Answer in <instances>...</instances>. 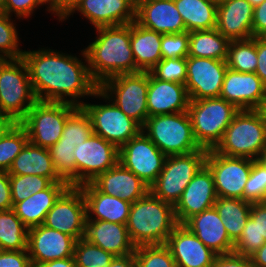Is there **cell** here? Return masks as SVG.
<instances>
[{
  "label": "cell",
  "mask_w": 266,
  "mask_h": 267,
  "mask_svg": "<svg viewBox=\"0 0 266 267\" xmlns=\"http://www.w3.org/2000/svg\"><path fill=\"white\" fill-rule=\"evenodd\" d=\"M9 180L13 206L53 183L49 178L39 175H9Z\"/></svg>",
  "instance_id": "42"
},
{
  "label": "cell",
  "mask_w": 266,
  "mask_h": 267,
  "mask_svg": "<svg viewBox=\"0 0 266 267\" xmlns=\"http://www.w3.org/2000/svg\"><path fill=\"white\" fill-rule=\"evenodd\" d=\"M256 50L258 64L255 74L266 86V39H264L263 37H256Z\"/></svg>",
  "instance_id": "53"
},
{
  "label": "cell",
  "mask_w": 266,
  "mask_h": 267,
  "mask_svg": "<svg viewBox=\"0 0 266 267\" xmlns=\"http://www.w3.org/2000/svg\"><path fill=\"white\" fill-rule=\"evenodd\" d=\"M177 225L174 206L149 191L131 204L126 227L133 245L139 247L166 244Z\"/></svg>",
  "instance_id": "3"
},
{
  "label": "cell",
  "mask_w": 266,
  "mask_h": 267,
  "mask_svg": "<svg viewBox=\"0 0 266 267\" xmlns=\"http://www.w3.org/2000/svg\"><path fill=\"white\" fill-rule=\"evenodd\" d=\"M75 145L57 142L49 148L57 174L70 186H76Z\"/></svg>",
  "instance_id": "40"
},
{
  "label": "cell",
  "mask_w": 266,
  "mask_h": 267,
  "mask_svg": "<svg viewBox=\"0 0 266 267\" xmlns=\"http://www.w3.org/2000/svg\"><path fill=\"white\" fill-rule=\"evenodd\" d=\"M252 163L249 158L231 157L214 149L208 150L205 164L213 174L217 197L243 199Z\"/></svg>",
  "instance_id": "12"
},
{
  "label": "cell",
  "mask_w": 266,
  "mask_h": 267,
  "mask_svg": "<svg viewBox=\"0 0 266 267\" xmlns=\"http://www.w3.org/2000/svg\"><path fill=\"white\" fill-rule=\"evenodd\" d=\"M166 245L172 253L176 267H212L217 256L184 224L176 226Z\"/></svg>",
  "instance_id": "20"
},
{
  "label": "cell",
  "mask_w": 266,
  "mask_h": 267,
  "mask_svg": "<svg viewBox=\"0 0 266 267\" xmlns=\"http://www.w3.org/2000/svg\"><path fill=\"white\" fill-rule=\"evenodd\" d=\"M109 267H138L135 254H129L125 256H115L111 261Z\"/></svg>",
  "instance_id": "55"
},
{
  "label": "cell",
  "mask_w": 266,
  "mask_h": 267,
  "mask_svg": "<svg viewBox=\"0 0 266 267\" xmlns=\"http://www.w3.org/2000/svg\"><path fill=\"white\" fill-rule=\"evenodd\" d=\"M147 92L148 72H138L119 74L106 79L96 91V97L110 99L143 127L148 118Z\"/></svg>",
  "instance_id": "8"
},
{
  "label": "cell",
  "mask_w": 266,
  "mask_h": 267,
  "mask_svg": "<svg viewBox=\"0 0 266 267\" xmlns=\"http://www.w3.org/2000/svg\"><path fill=\"white\" fill-rule=\"evenodd\" d=\"M9 175H39L52 182H66L56 172L48 148L27 142L22 151L15 157Z\"/></svg>",
  "instance_id": "30"
},
{
  "label": "cell",
  "mask_w": 266,
  "mask_h": 267,
  "mask_svg": "<svg viewBox=\"0 0 266 267\" xmlns=\"http://www.w3.org/2000/svg\"><path fill=\"white\" fill-rule=\"evenodd\" d=\"M84 238L114 256L132 254L136 248L129 237L126 224L104 220H86Z\"/></svg>",
  "instance_id": "26"
},
{
  "label": "cell",
  "mask_w": 266,
  "mask_h": 267,
  "mask_svg": "<svg viewBox=\"0 0 266 267\" xmlns=\"http://www.w3.org/2000/svg\"><path fill=\"white\" fill-rule=\"evenodd\" d=\"M266 148V116L263 109L240 110L214 149L231 157L255 160Z\"/></svg>",
  "instance_id": "4"
},
{
  "label": "cell",
  "mask_w": 266,
  "mask_h": 267,
  "mask_svg": "<svg viewBox=\"0 0 266 267\" xmlns=\"http://www.w3.org/2000/svg\"><path fill=\"white\" fill-rule=\"evenodd\" d=\"M189 103L184 84L160 80L148 72V117L188 111Z\"/></svg>",
  "instance_id": "23"
},
{
  "label": "cell",
  "mask_w": 266,
  "mask_h": 267,
  "mask_svg": "<svg viewBox=\"0 0 266 267\" xmlns=\"http://www.w3.org/2000/svg\"><path fill=\"white\" fill-rule=\"evenodd\" d=\"M162 34L130 23V43L136 67L141 72H149L161 59Z\"/></svg>",
  "instance_id": "31"
},
{
  "label": "cell",
  "mask_w": 266,
  "mask_h": 267,
  "mask_svg": "<svg viewBox=\"0 0 266 267\" xmlns=\"http://www.w3.org/2000/svg\"><path fill=\"white\" fill-rule=\"evenodd\" d=\"M166 157L141 131L119 148L118 162L150 187L162 171Z\"/></svg>",
  "instance_id": "13"
},
{
  "label": "cell",
  "mask_w": 266,
  "mask_h": 267,
  "mask_svg": "<svg viewBox=\"0 0 266 267\" xmlns=\"http://www.w3.org/2000/svg\"><path fill=\"white\" fill-rule=\"evenodd\" d=\"M253 8L263 3L265 0H247Z\"/></svg>",
  "instance_id": "61"
},
{
  "label": "cell",
  "mask_w": 266,
  "mask_h": 267,
  "mask_svg": "<svg viewBox=\"0 0 266 267\" xmlns=\"http://www.w3.org/2000/svg\"><path fill=\"white\" fill-rule=\"evenodd\" d=\"M266 242V201L252 203L250 217L233 252L250 257Z\"/></svg>",
  "instance_id": "32"
},
{
  "label": "cell",
  "mask_w": 266,
  "mask_h": 267,
  "mask_svg": "<svg viewBox=\"0 0 266 267\" xmlns=\"http://www.w3.org/2000/svg\"><path fill=\"white\" fill-rule=\"evenodd\" d=\"M12 122L0 115V135Z\"/></svg>",
  "instance_id": "58"
},
{
  "label": "cell",
  "mask_w": 266,
  "mask_h": 267,
  "mask_svg": "<svg viewBox=\"0 0 266 267\" xmlns=\"http://www.w3.org/2000/svg\"><path fill=\"white\" fill-rule=\"evenodd\" d=\"M253 7L247 0H228L217 7L216 29L230 41L253 37Z\"/></svg>",
  "instance_id": "27"
},
{
  "label": "cell",
  "mask_w": 266,
  "mask_h": 267,
  "mask_svg": "<svg viewBox=\"0 0 266 267\" xmlns=\"http://www.w3.org/2000/svg\"><path fill=\"white\" fill-rule=\"evenodd\" d=\"M81 0H60L50 11H52L59 20L67 19V15L77 6Z\"/></svg>",
  "instance_id": "54"
},
{
  "label": "cell",
  "mask_w": 266,
  "mask_h": 267,
  "mask_svg": "<svg viewBox=\"0 0 266 267\" xmlns=\"http://www.w3.org/2000/svg\"><path fill=\"white\" fill-rule=\"evenodd\" d=\"M227 67L242 73H255L258 59L256 37L232 40L229 43Z\"/></svg>",
  "instance_id": "37"
},
{
  "label": "cell",
  "mask_w": 266,
  "mask_h": 267,
  "mask_svg": "<svg viewBox=\"0 0 266 267\" xmlns=\"http://www.w3.org/2000/svg\"><path fill=\"white\" fill-rule=\"evenodd\" d=\"M13 208L11 185L7 171L0 170V211Z\"/></svg>",
  "instance_id": "52"
},
{
  "label": "cell",
  "mask_w": 266,
  "mask_h": 267,
  "mask_svg": "<svg viewBox=\"0 0 266 267\" xmlns=\"http://www.w3.org/2000/svg\"><path fill=\"white\" fill-rule=\"evenodd\" d=\"M0 267H32L27 250H0Z\"/></svg>",
  "instance_id": "49"
},
{
  "label": "cell",
  "mask_w": 266,
  "mask_h": 267,
  "mask_svg": "<svg viewBox=\"0 0 266 267\" xmlns=\"http://www.w3.org/2000/svg\"><path fill=\"white\" fill-rule=\"evenodd\" d=\"M184 225L216 254L233 252L234 242L230 239L214 206L193 215Z\"/></svg>",
  "instance_id": "25"
},
{
  "label": "cell",
  "mask_w": 266,
  "mask_h": 267,
  "mask_svg": "<svg viewBox=\"0 0 266 267\" xmlns=\"http://www.w3.org/2000/svg\"><path fill=\"white\" fill-rule=\"evenodd\" d=\"M252 203L238 198L217 197L214 204L230 239L235 243L250 217Z\"/></svg>",
  "instance_id": "34"
},
{
  "label": "cell",
  "mask_w": 266,
  "mask_h": 267,
  "mask_svg": "<svg viewBox=\"0 0 266 267\" xmlns=\"http://www.w3.org/2000/svg\"><path fill=\"white\" fill-rule=\"evenodd\" d=\"M208 150L200 149L188 154L167 156L150 192L173 206L180 200L184 189L205 164Z\"/></svg>",
  "instance_id": "9"
},
{
  "label": "cell",
  "mask_w": 266,
  "mask_h": 267,
  "mask_svg": "<svg viewBox=\"0 0 266 267\" xmlns=\"http://www.w3.org/2000/svg\"><path fill=\"white\" fill-rule=\"evenodd\" d=\"M93 134L89 115L78 107L66 120L62 136L58 142L79 145Z\"/></svg>",
  "instance_id": "39"
},
{
  "label": "cell",
  "mask_w": 266,
  "mask_h": 267,
  "mask_svg": "<svg viewBox=\"0 0 266 267\" xmlns=\"http://www.w3.org/2000/svg\"><path fill=\"white\" fill-rule=\"evenodd\" d=\"M78 106L65 102L37 101L19 122L34 145L50 148L62 136L67 118Z\"/></svg>",
  "instance_id": "10"
},
{
  "label": "cell",
  "mask_w": 266,
  "mask_h": 267,
  "mask_svg": "<svg viewBox=\"0 0 266 267\" xmlns=\"http://www.w3.org/2000/svg\"><path fill=\"white\" fill-rule=\"evenodd\" d=\"M85 62L76 56L63 54L51 49L24 51V60L33 92L37 101L65 102L81 107L78 98L96 96L99 85L89 72L84 50L81 51ZM72 97V99H66ZM66 97V98H65Z\"/></svg>",
  "instance_id": "1"
},
{
  "label": "cell",
  "mask_w": 266,
  "mask_h": 267,
  "mask_svg": "<svg viewBox=\"0 0 266 267\" xmlns=\"http://www.w3.org/2000/svg\"><path fill=\"white\" fill-rule=\"evenodd\" d=\"M76 241L72 236L43 224L28 229L27 251L32 267L73 257Z\"/></svg>",
  "instance_id": "17"
},
{
  "label": "cell",
  "mask_w": 266,
  "mask_h": 267,
  "mask_svg": "<svg viewBox=\"0 0 266 267\" xmlns=\"http://www.w3.org/2000/svg\"><path fill=\"white\" fill-rule=\"evenodd\" d=\"M216 200L214 177L209 167L204 164L174 206L178 224H184L193 215L213 207Z\"/></svg>",
  "instance_id": "19"
},
{
  "label": "cell",
  "mask_w": 266,
  "mask_h": 267,
  "mask_svg": "<svg viewBox=\"0 0 266 267\" xmlns=\"http://www.w3.org/2000/svg\"><path fill=\"white\" fill-rule=\"evenodd\" d=\"M98 36L84 49L92 79L100 86L119 74L141 72L135 65L130 24L96 28Z\"/></svg>",
  "instance_id": "2"
},
{
  "label": "cell",
  "mask_w": 266,
  "mask_h": 267,
  "mask_svg": "<svg viewBox=\"0 0 266 267\" xmlns=\"http://www.w3.org/2000/svg\"><path fill=\"white\" fill-rule=\"evenodd\" d=\"M6 0H0V12H4Z\"/></svg>",
  "instance_id": "63"
},
{
  "label": "cell",
  "mask_w": 266,
  "mask_h": 267,
  "mask_svg": "<svg viewBox=\"0 0 266 267\" xmlns=\"http://www.w3.org/2000/svg\"><path fill=\"white\" fill-rule=\"evenodd\" d=\"M189 52V32L178 34H162V59L184 58Z\"/></svg>",
  "instance_id": "47"
},
{
  "label": "cell",
  "mask_w": 266,
  "mask_h": 267,
  "mask_svg": "<svg viewBox=\"0 0 266 267\" xmlns=\"http://www.w3.org/2000/svg\"><path fill=\"white\" fill-rule=\"evenodd\" d=\"M100 192L133 203L143 198L149 186L119 162L91 182Z\"/></svg>",
  "instance_id": "24"
},
{
  "label": "cell",
  "mask_w": 266,
  "mask_h": 267,
  "mask_svg": "<svg viewBox=\"0 0 266 267\" xmlns=\"http://www.w3.org/2000/svg\"><path fill=\"white\" fill-rule=\"evenodd\" d=\"M76 186L92 182L118 163L119 149L101 136L92 134L74 148Z\"/></svg>",
  "instance_id": "15"
},
{
  "label": "cell",
  "mask_w": 266,
  "mask_h": 267,
  "mask_svg": "<svg viewBox=\"0 0 266 267\" xmlns=\"http://www.w3.org/2000/svg\"><path fill=\"white\" fill-rule=\"evenodd\" d=\"M108 103H83L81 107L91 119L93 134L101 136L119 149L136 137L142 131V127L121 111L113 101L112 104L110 100Z\"/></svg>",
  "instance_id": "11"
},
{
  "label": "cell",
  "mask_w": 266,
  "mask_h": 267,
  "mask_svg": "<svg viewBox=\"0 0 266 267\" xmlns=\"http://www.w3.org/2000/svg\"><path fill=\"white\" fill-rule=\"evenodd\" d=\"M9 59L4 56L3 54L0 53V70H1V67L8 61Z\"/></svg>",
  "instance_id": "62"
},
{
  "label": "cell",
  "mask_w": 266,
  "mask_h": 267,
  "mask_svg": "<svg viewBox=\"0 0 266 267\" xmlns=\"http://www.w3.org/2000/svg\"><path fill=\"white\" fill-rule=\"evenodd\" d=\"M135 21L161 34L187 31L174 0H137Z\"/></svg>",
  "instance_id": "22"
},
{
  "label": "cell",
  "mask_w": 266,
  "mask_h": 267,
  "mask_svg": "<svg viewBox=\"0 0 266 267\" xmlns=\"http://www.w3.org/2000/svg\"><path fill=\"white\" fill-rule=\"evenodd\" d=\"M239 111L234 104L221 97L190 100L188 113L199 146L206 150L215 149Z\"/></svg>",
  "instance_id": "5"
},
{
  "label": "cell",
  "mask_w": 266,
  "mask_h": 267,
  "mask_svg": "<svg viewBox=\"0 0 266 267\" xmlns=\"http://www.w3.org/2000/svg\"><path fill=\"white\" fill-rule=\"evenodd\" d=\"M149 72L157 79L185 85L187 77L186 57L161 59Z\"/></svg>",
  "instance_id": "45"
},
{
  "label": "cell",
  "mask_w": 266,
  "mask_h": 267,
  "mask_svg": "<svg viewBox=\"0 0 266 267\" xmlns=\"http://www.w3.org/2000/svg\"><path fill=\"white\" fill-rule=\"evenodd\" d=\"M215 5H220V4H222V3H225V2H227L228 0H211Z\"/></svg>",
  "instance_id": "64"
},
{
  "label": "cell",
  "mask_w": 266,
  "mask_h": 267,
  "mask_svg": "<svg viewBox=\"0 0 266 267\" xmlns=\"http://www.w3.org/2000/svg\"><path fill=\"white\" fill-rule=\"evenodd\" d=\"M239 110L266 107V86L255 73H242L227 68L220 96Z\"/></svg>",
  "instance_id": "18"
},
{
  "label": "cell",
  "mask_w": 266,
  "mask_h": 267,
  "mask_svg": "<svg viewBox=\"0 0 266 267\" xmlns=\"http://www.w3.org/2000/svg\"><path fill=\"white\" fill-rule=\"evenodd\" d=\"M188 32L211 30L217 25V5L211 0H174Z\"/></svg>",
  "instance_id": "33"
},
{
  "label": "cell",
  "mask_w": 266,
  "mask_h": 267,
  "mask_svg": "<svg viewBox=\"0 0 266 267\" xmlns=\"http://www.w3.org/2000/svg\"><path fill=\"white\" fill-rule=\"evenodd\" d=\"M10 17L0 12V53L8 59H19L22 58L24 51L18 48V33Z\"/></svg>",
  "instance_id": "44"
},
{
  "label": "cell",
  "mask_w": 266,
  "mask_h": 267,
  "mask_svg": "<svg viewBox=\"0 0 266 267\" xmlns=\"http://www.w3.org/2000/svg\"><path fill=\"white\" fill-rule=\"evenodd\" d=\"M243 200L251 203L266 201V169L256 159L245 184Z\"/></svg>",
  "instance_id": "46"
},
{
  "label": "cell",
  "mask_w": 266,
  "mask_h": 267,
  "mask_svg": "<svg viewBox=\"0 0 266 267\" xmlns=\"http://www.w3.org/2000/svg\"><path fill=\"white\" fill-rule=\"evenodd\" d=\"M134 254L138 267H176L166 244L139 246L135 248Z\"/></svg>",
  "instance_id": "43"
},
{
  "label": "cell",
  "mask_w": 266,
  "mask_h": 267,
  "mask_svg": "<svg viewBox=\"0 0 266 267\" xmlns=\"http://www.w3.org/2000/svg\"><path fill=\"white\" fill-rule=\"evenodd\" d=\"M86 219V202L82 190L78 186H69L48 211L43 225L78 240L84 238Z\"/></svg>",
  "instance_id": "14"
},
{
  "label": "cell",
  "mask_w": 266,
  "mask_h": 267,
  "mask_svg": "<svg viewBox=\"0 0 266 267\" xmlns=\"http://www.w3.org/2000/svg\"><path fill=\"white\" fill-rule=\"evenodd\" d=\"M45 4H49L48 6V10L50 12V10L60 1V0H42Z\"/></svg>",
  "instance_id": "60"
},
{
  "label": "cell",
  "mask_w": 266,
  "mask_h": 267,
  "mask_svg": "<svg viewBox=\"0 0 266 267\" xmlns=\"http://www.w3.org/2000/svg\"><path fill=\"white\" fill-rule=\"evenodd\" d=\"M28 228L13 209L0 211V250H27Z\"/></svg>",
  "instance_id": "36"
},
{
  "label": "cell",
  "mask_w": 266,
  "mask_h": 267,
  "mask_svg": "<svg viewBox=\"0 0 266 267\" xmlns=\"http://www.w3.org/2000/svg\"><path fill=\"white\" fill-rule=\"evenodd\" d=\"M229 43L216 28L191 31L188 56L227 60Z\"/></svg>",
  "instance_id": "35"
},
{
  "label": "cell",
  "mask_w": 266,
  "mask_h": 267,
  "mask_svg": "<svg viewBox=\"0 0 266 267\" xmlns=\"http://www.w3.org/2000/svg\"><path fill=\"white\" fill-rule=\"evenodd\" d=\"M185 86L190 100L219 97L227 70L226 60L186 57Z\"/></svg>",
  "instance_id": "16"
},
{
  "label": "cell",
  "mask_w": 266,
  "mask_h": 267,
  "mask_svg": "<svg viewBox=\"0 0 266 267\" xmlns=\"http://www.w3.org/2000/svg\"><path fill=\"white\" fill-rule=\"evenodd\" d=\"M212 267H253L250 257L235 252L217 254Z\"/></svg>",
  "instance_id": "50"
},
{
  "label": "cell",
  "mask_w": 266,
  "mask_h": 267,
  "mask_svg": "<svg viewBox=\"0 0 266 267\" xmlns=\"http://www.w3.org/2000/svg\"><path fill=\"white\" fill-rule=\"evenodd\" d=\"M37 267H77L74 257H67L64 259H56L49 261L43 264L38 265Z\"/></svg>",
  "instance_id": "57"
},
{
  "label": "cell",
  "mask_w": 266,
  "mask_h": 267,
  "mask_svg": "<svg viewBox=\"0 0 266 267\" xmlns=\"http://www.w3.org/2000/svg\"><path fill=\"white\" fill-rule=\"evenodd\" d=\"M252 31L253 37L266 35V0L253 8Z\"/></svg>",
  "instance_id": "51"
},
{
  "label": "cell",
  "mask_w": 266,
  "mask_h": 267,
  "mask_svg": "<svg viewBox=\"0 0 266 267\" xmlns=\"http://www.w3.org/2000/svg\"><path fill=\"white\" fill-rule=\"evenodd\" d=\"M253 267H266V242L250 256Z\"/></svg>",
  "instance_id": "56"
},
{
  "label": "cell",
  "mask_w": 266,
  "mask_h": 267,
  "mask_svg": "<svg viewBox=\"0 0 266 267\" xmlns=\"http://www.w3.org/2000/svg\"><path fill=\"white\" fill-rule=\"evenodd\" d=\"M69 186L67 182H53L48 188L16 203L12 209L28 229L44 224L48 211Z\"/></svg>",
  "instance_id": "29"
},
{
  "label": "cell",
  "mask_w": 266,
  "mask_h": 267,
  "mask_svg": "<svg viewBox=\"0 0 266 267\" xmlns=\"http://www.w3.org/2000/svg\"><path fill=\"white\" fill-rule=\"evenodd\" d=\"M78 187L82 190L86 202V220H104L127 224L132 203L122 200L120 197L100 192L91 182ZM92 214L96 218H93Z\"/></svg>",
  "instance_id": "28"
},
{
  "label": "cell",
  "mask_w": 266,
  "mask_h": 267,
  "mask_svg": "<svg viewBox=\"0 0 266 267\" xmlns=\"http://www.w3.org/2000/svg\"><path fill=\"white\" fill-rule=\"evenodd\" d=\"M73 257L77 267H109L115 258L112 253L91 244L85 238L76 241Z\"/></svg>",
  "instance_id": "41"
},
{
  "label": "cell",
  "mask_w": 266,
  "mask_h": 267,
  "mask_svg": "<svg viewBox=\"0 0 266 267\" xmlns=\"http://www.w3.org/2000/svg\"><path fill=\"white\" fill-rule=\"evenodd\" d=\"M256 160L266 169V148L259 154Z\"/></svg>",
  "instance_id": "59"
},
{
  "label": "cell",
  "mask_w": 266,
  "mask_h": 267,
  "mask_svg": "<svg viewBox=\"0 0 266 267\" xmlns=\"http://www.w3.org/2000/svg\"><path fill=\"white\" fill-rule=\"evenodd\" d=\"M26 129L20 123H11L0 135V170L10 169L15 157L28 142Z\"/></svg>",
  "instance_id": "38"
},
{
  "label": "cell",
  "mask_w": 266,
  "mask_h": 267,
  "mask_svg": "<svg viewBox=\"0 0 266 267\" xmlns=\"http://www.w3.org/2000/svg\"><path fill=\"white\" fill-rule=\"evenodd\" d=\"M36 102L24 60L9 59L0 70V115L19 123Z\"/></svg>",
  "instance_id": "7"
},
{
  "label": "cell",
  "mask_w": 266,
  "mask_h": 267,
  "mask_svg": "<svg viewBox=\"0 0 266 267\" xmlns=\"http://www.w3.org/2000/svg\"><path fill=\"white\" fill-rule=\"evenodd\" d=\"M45 4L42 0H6L4 13L12 16V13L20 19L27 18L33 13L35 8Z\"/></svg>",
  "instance_id": "48"
},
{
  "label": "cell",
  "mask_w": 266,
  "mask_h": 267,
  "mask_svg": "<svg viewBox=\"0 0 266 267\" xmlns=\"http://www.w3.org/2000/svg\"><path fill=\"white\" fill-rule=\"evenodd\" d=\"M142 131L166 156L202 149L194 137L188 111L148 117Z\"/></svg>",
  "instance_id": "6"
},
{
  "label": "cell",
  "mask_w": 266,
  "mask_h": 267,
  "mask_svg": "<svg viewBox=\"0 0 266 267\" xmlns=\"http://www.w3.org/2000/svg\"><path fill=\"white\" fill-rule=\"evenodd\" d=\"M89 19L95 28L130 24L136 18V0H81L75 11Z\"/></svg>",
  "instance_id": "21"
}]
</instances>
